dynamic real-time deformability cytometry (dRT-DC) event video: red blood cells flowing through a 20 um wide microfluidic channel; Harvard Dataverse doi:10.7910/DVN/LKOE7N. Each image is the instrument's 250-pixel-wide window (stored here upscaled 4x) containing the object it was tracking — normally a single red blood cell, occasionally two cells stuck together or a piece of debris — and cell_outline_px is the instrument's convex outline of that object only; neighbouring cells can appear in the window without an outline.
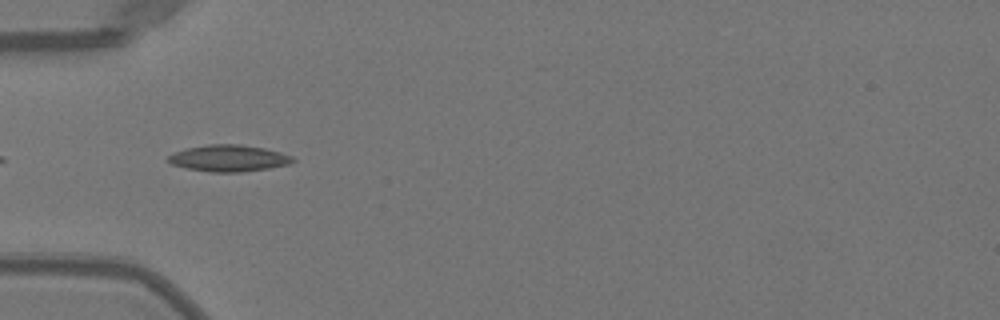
{"species": "Egyptian fruit bat (a non-hibernating species)", "species_latin": "Rousettus aegyptiacus", "temperature_condition": "warm", "stored_images_in_passage": 37, "camera_frame_rate_fps": 3000, "um_per_image_px": 0.085, "animal": {"sex": "female"}, "frame": {"image": 1, "passage_image": 2, "time_ms": 0.333, "image_size_px": [1000, 320], "cell_outline_px": [[296, 160], [288, 164], [268, 168], [240, 172], [212, 172], [188, 168], [172, 164], [164, 160], [172, 152], [188, 148], [208, 144], [240, 144], [264, 148], [280, 152], [292, 156]], "centroid_in_image_um": [19.41, 13.44], "position_along_channel_um": 65.6, "area_um2": 19.25}}
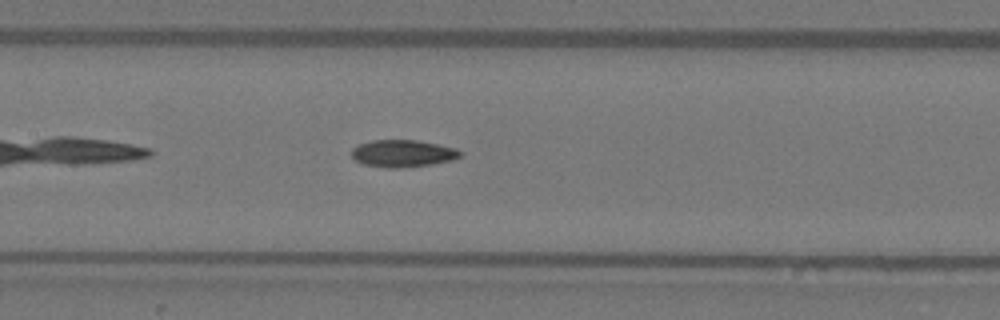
{"frame": {"image": 2, "passage_image": 10, "time_ms": 3.0, "image_size_px": [1000, 320], "cell_outline_px": [[464, 152], [460, 156], [452, 160], [432, 164], [400, 168], [388, 168], [364, 164], [356, 160], [352, 156], [352, 148], [360, 144], [372, 140], [416, 140], [456, 148]], "centroid_in_image_um": [34.25, 13.04], "position_along_channel_um": 173.1, "area_um2": 17.11}}
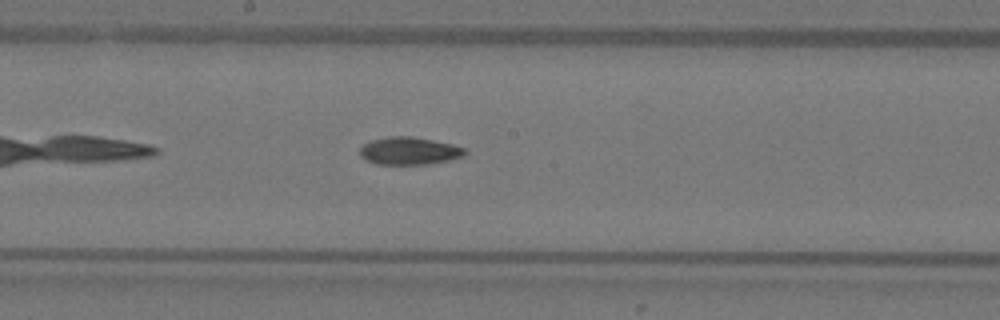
{"frame": {"image": 3, "passage_image": 13, "time_ms": 4.0, "image_size_px": [1000, 320], "cell_outline_px": [[468, 152], [464, 156], [448, 160], [428, 164], [376, 164], [364, 160], [360, 156], [360, 148], [364, 144], [372, 140], [388, 136], [412, 136], [452, 144], [464, 148]], "centroid_in_image_um": [34.77, 12.83], "position_along_channel_um": 213.4, "area_um2": 16.94}, "authors_computed_cell_mechanics": {"area_um2": 16.7042, "velocity_mm_per_s": 4.0463, "shape_relaxation_time_tau1_ms": null, "shape_relaxation_time_tau2_ms": 7.862, "deformation_change_tau1": null, "deformation_change_tau2": 0.1234}}